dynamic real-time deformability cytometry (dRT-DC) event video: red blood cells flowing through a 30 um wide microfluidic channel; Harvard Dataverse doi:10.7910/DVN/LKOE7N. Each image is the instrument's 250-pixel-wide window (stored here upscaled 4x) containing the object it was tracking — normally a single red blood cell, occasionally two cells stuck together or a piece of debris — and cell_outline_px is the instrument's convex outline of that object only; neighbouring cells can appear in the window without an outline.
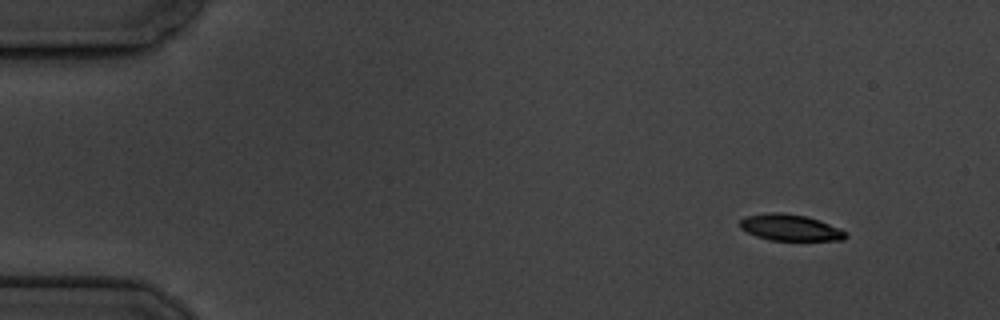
{"species": "common noctule bat (a hibernating species)", "species_latin": "Nyctalus noctula", "temperature_condition": "cold", "stored_images_in_passage": 5, "camera_frame_rate_fps": 3000, "um_per_image_px": 0.085, "animal": {"sex": "male", "body_mass_g": 19.5, "forearm_length_mm": 54.6}, "frame": {"image": 1, "passage_image": 2, "time_ms": 1.0, "image_size_px": [1000, 320], "cell_outline_px": [[848, 236], [844, 240], [768, 240], [756, 236], [740, 228], [740, 220], [744, 216], [768, 212], [784, 212], [804, 216], [820, 220], [840, 228]], "centroid_in_image_um": [67.14, 19.33], "position_along_channel_um": 17.9, "area_um2": 16.3}}
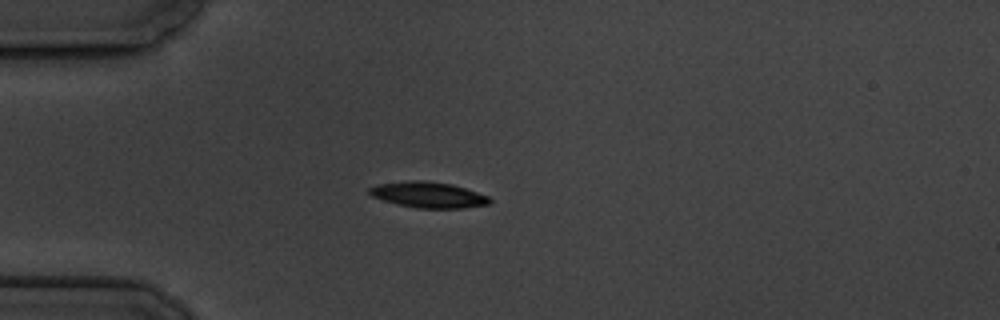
{"frame": {"image": 2, "passage_image": 5, "time_ms": 4.333, "image_size_px": [1000, 320], "cell_outline_px": [[492, 200], [488, 204], [464, 208], [416, 208], [396, 204], [372, 196], [368, 192], [368, 188], [380, 184], [412, 180], [420, 180], [452, 184], [488, 196]], "centroid_in_image_um": [36.4, 16.56], "position_along_channel_um": 48.6, "area_um2": 17.92}}